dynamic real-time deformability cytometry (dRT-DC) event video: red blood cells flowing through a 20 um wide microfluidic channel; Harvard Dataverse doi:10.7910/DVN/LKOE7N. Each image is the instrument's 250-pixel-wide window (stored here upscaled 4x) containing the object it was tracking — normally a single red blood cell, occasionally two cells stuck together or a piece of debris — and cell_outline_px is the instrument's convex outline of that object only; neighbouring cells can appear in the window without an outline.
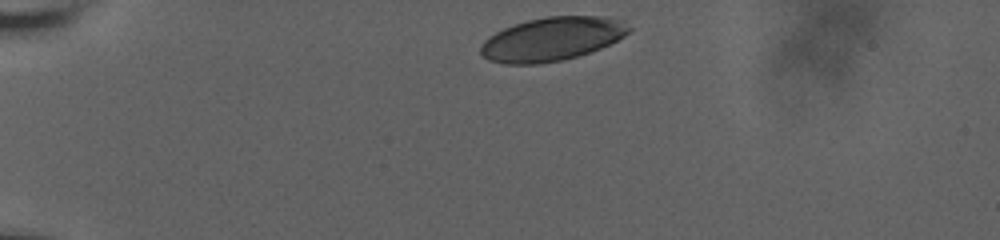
{"species": "human", "species_latin": "Homo sapiens", "temperature_condition": "room temperature", "stored_images_in_passage": 36, "camera_frame_rate_fps": 3000, "um_per_image_px": 0.085, "donor": {"sex": "male"}, "frame": {"image": 1, "passage_image": 1, "time_ms": 0.0, "image_size_px": [1000, 240], "cell_outline_px": [[632, 28], [624, 36], [600, 48], [576, 56], [560, 60], [540, 64], [504, 64], [488, 60], [480, 52], [480, 44], [488, 36], [504, 28], [528, 20], [548, 16], [608, 16], [620, 20]], "centroid_in_image_um": [46.89, 3.31], "position_along_channel_um": 38.1, "area_um2": 37.51}}
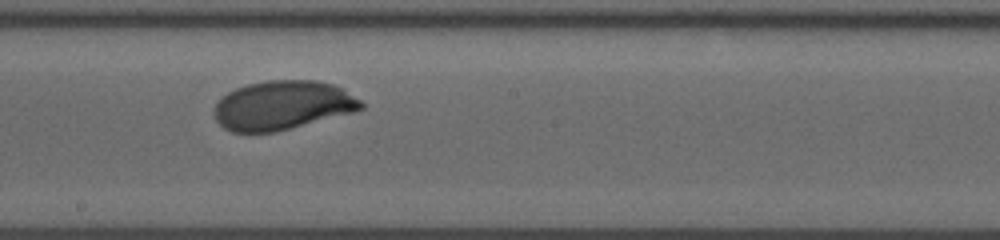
{"frame": {"image": 2, "passage_image": 21, "time_ms": 7.0, "image_size_px": [1000, 240], "cell_outline_px": [[364, 108], [352, 112], [276, 132], [232, 132], [224, 128], [216, 120], [212, 112], [212, 108], [228, 92], [236, 88], [248, 84], [268, 80], [316, 80], [332, 84], [340, 88], [360, 100], [364, 104]], "centroid_in_image_um": [23.97, 8.95], "position_along_channel_um": 224.2, "area_um2": 41.73}}
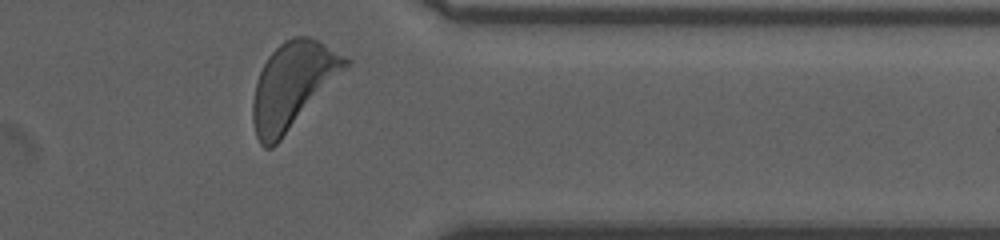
{"frame": {"image": 3, "passage_image": 35, "time_ms": 11.667, "image_size_px": [1000, 240], "cell_outline_px": [[352, 60], [280, 140], [272, 148], [264, 148], [260, 144], [256, 136], [252, 120], [252, 100], [256, 84], [260, 72], [268, 56], [284, 40], [296, 36], [308, 36], [324, 44]], "centroid_in_image_um": [24.82, 7.25], "position_along_channel_um": 386.6, "area_um2": 45.14}, "authors_computed_cell_mechanics": {"area_um2": 41.7027, "velocity_mm_per_s": 3.6193, "shape_relaxation_time_tau1_ms": 2.1774, "shape_relaxation_time_tau2_ms": null, "deformation_change_tau1": 0.133, "deformation_change_tau2": null}}